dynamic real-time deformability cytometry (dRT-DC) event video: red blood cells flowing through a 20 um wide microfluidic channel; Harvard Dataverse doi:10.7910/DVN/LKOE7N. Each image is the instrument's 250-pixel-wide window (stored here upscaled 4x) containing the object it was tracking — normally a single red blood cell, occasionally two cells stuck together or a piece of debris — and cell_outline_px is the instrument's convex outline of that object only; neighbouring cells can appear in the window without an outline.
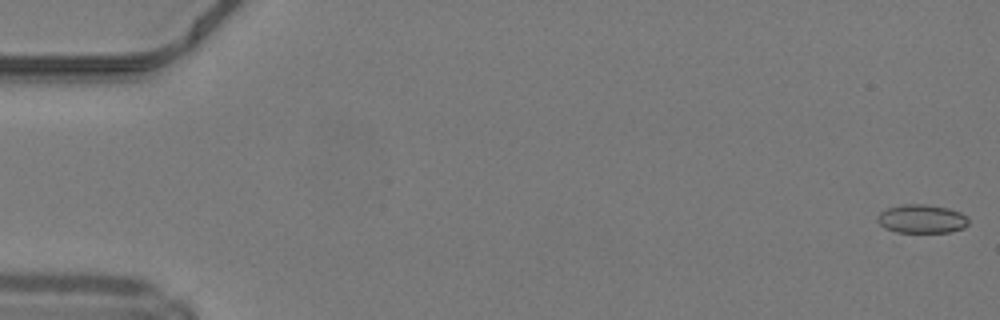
{"species": "common noctule bat (a hibernating species)", "species_latin": "Nyctalus noctula", "temperature_condition": "warm", "stored_images_in_passage": 46, "camera_frame_rate_fps": 3000, "um_per_image_px": 0.085, "animal": {"sex": "male", "body_mass_g": 19.2, "forearm_length_mm": 51.8}, "frame": {"image": 1, "passage_image": 1, "time_ms": 0.0, "image_size_px": [1000, 320], "cell_outline_px": [[968, 224], [964, 228], [952, 232], [896, 232], [884, 228], [876, 220], [876, 216], [880, 212], [888, 208], [904, 204], [924, 204], [948, 208], [960, 212], [968, 216]], "centroid_in_image_um": [78.35, 18.61], "position_along_channel_um": 6.6, "area_um2": 15.32}}
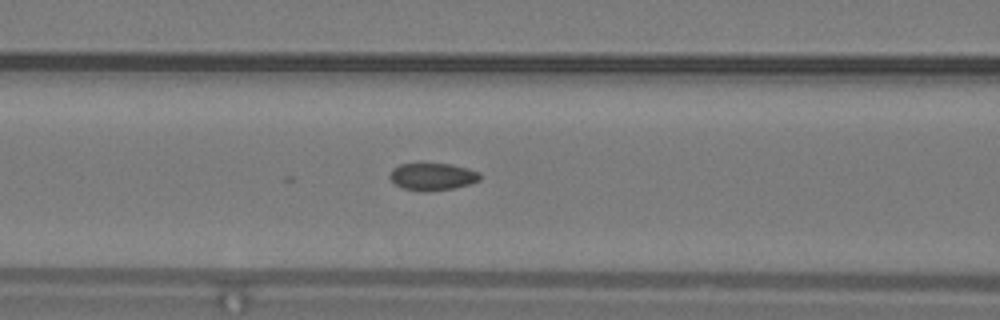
{"frame": {"image": 2, "passage_image": 21, "time_ms": 6.667, "image_size_px": [1000, 320], "cell_outline_px": [[480, 180], [456, 188], [428, 192], [420, 192], [404, 188], [396, 184], [388, 176], [388, 172], [392, 168], [400, 164], [452, 164], [468, 168], [480, 172]], "centroid_in_image_um": [36.75, 15.02], "position_along_channel_um": 129.8, "area_um2": 14.51}}
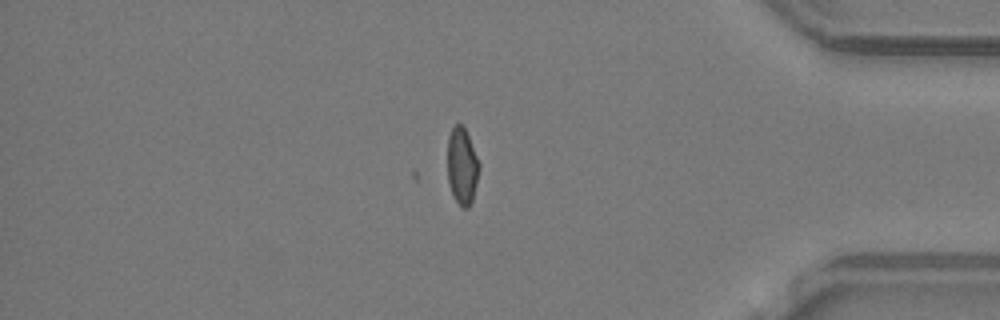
{"frame": {"image": 3, "passage_image": 42, "time_ms": 13.667, "image_size_px": [1000, 320], "cell_outline_px": [[480, 168], [472, 200], [468, 208], [464, 208], [456, 200], [448, 184], [448, 136], [452, 128], [456, 124], [460, 124], [464, 128], [468, 136], [480, 164]], "centroid_in_image_um": [39.27, 14.12], "position_along_channel_um": 395.9, "area_um2": 13.93}}